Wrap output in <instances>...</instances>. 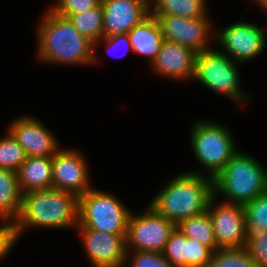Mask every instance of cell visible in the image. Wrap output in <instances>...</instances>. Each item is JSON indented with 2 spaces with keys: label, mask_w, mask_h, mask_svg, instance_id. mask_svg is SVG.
Returning <instances> with one entry per match:
<instances>
[{
  "label": "cell",
  "mask_w": 267,
  "mask_h": 267,
  "mask_svg": "<svg viewBox=\"0 0 267 267\" xmlns=\"http://www.w3.org/2000/svg\"><path fill=\"white\" fill-rule=\"evenodd\" d=\"M8 126L27 157H50L62 147L54 133L32 115L18 116Z\"/></svg>",
  "instance_id": "obj_13"
},
{
  "label": "cell",
  "mask_w": 267,
  "mask_h": 267,
  "mask_svg": "<svg viewBox=\"0 0 267 267\" xmlns=\"http://www.w3.org/2000/svg\"><path fill=\"white\" fill-rule=\"evenodd\" d=\"M189 134L192 153L203 170H206L189 171L192 173L214 179L239 150L231 129L210 119L195 120Z\"/></svg>",
  "instance_id": "obj_5"
},
{
  "label": "cell",
  "mask_w": 267,
  "mask_h": 267,
  "mask_svg": "<svg viewBox=\"0 0 267 267\" xmlns=\"http://www.w3.org/2000/svg\"><path fill=\"white\" fill-rule=\"evenodd\" d=\"M132 50L136 54L145 56L149 66L160 52L165 41L157 18L151 14L141 23L135 25L128 33Z\"/></svg>",
  "instance_id": "obj_18"
},
{
  "label": "cell",
  "mask_w": 267,
  "mask_h": 267,
  "mask_svg": "<svg viewBox=\"0 0 267 267\" xmlns=\"http://www.w3.org/2000/svg\"><path fill=\"white\" fill-rule=\"evenodd\" d=\"M22 208L17 172L0 168V218L15 221Z\"/></svg>",
  "instance_id": "obj_20"
},
{
  "label": "cell",
  "mask_w": 267,
  "mask_h": 267,
  "mask_svg": "<svg viewBox=\"0 0 267 267\" xmlns=\"http://www.w3.org/2000/svg\"><path fill=\"white\" fill-rule=\"evenodd\" d=\"M17 175L22 194L53 188L52 156L26 157Z\"/></svg>",
  "instance_id": "obj_19"
},
{
  "label": "cell",
  "mask_w": 267,
  "mask_h": 267,
  "mask_svg": "<svg viewBox=\"0 0 267 267\" xmlns=\"http://www.w3.org/2000/svg\"><path fill=\"white\" fill-rule=\"evenodd\" d=\"M100 44H104L106 45V50H108V53H110V55L112 54L114 56V54H116L117 52H115V50L117 49V51L119 52L121 50V52H119V54L121 53V55H115L116 57H121V56H125L126 54H128L130 51L133 52L132 50V45L130 43V39L128 34H120V35H113L110 37H103L101 40L97 41L94 44V60H93V64H98V61L100 60L97 54V47ZM114 49V51H113ZM111 50L113 51V53L111 52ZM115 52V53H114ZM118 54V53H117Z\"/></svg>",
  "instance_id": "obj_29"
},
{
  "label": "cell",
  "mask_w": 267,
  "mask_h": 267,
  "mask_svg": "<svg viewBox=\"0 0 267 267\" xmlns=\"http://www.w3.org/2000/svg\"><path fill=\"white\" fill-rule=\"evenodd\" d=\"M143 210L140 213L131 211L125 238L126 251L162 253L176 224L159 214L149 204Z\"/></svg>",
  "instance_id": "obj_8"
},
{
  "label": "cell",
  "mask_w": 267,
  "mask_h": 267,
  "mask_svg": "<svg viewBox=\"0 0 267 267\" xmlns=\"http://www.w3.org/2000/svg\"><path fill=\"white\" fill-rule=\"evenodd\" d=\"M208 0H150V14L153 17L177 16L198 18L208 15Z\"/></svg>",
  "instance_id": "obj_21"
},
{
  "label": "cell",
  "mask_w": 267,
  "mask_h": 267,
  "mask_svg": "<svg viewBox=\"0 0 267 267\" xmlns=\"http://www.w3.org/2000/svg\"><path fill=\"white\" fill-rule=\"evenodd\" d=\"M260 6V9L267 11V0H250Z\"/></svg>",
  "instance_id": "obj_32"
},
{
  "label": "cell",
  "mask_w": 267,
  "mask_h": 267,
  "mask_svg": "<svg viewBox=\"0 0 267 267\" xmlns=\"http://www.w3.org/2000/svg\"><path fill=\"white\" fill-rule=\"evenodd\" d=\"M66 18L73 24L75 29L93 44L103 38V9L100 3L90 10L67 15Z\"/></svg>",
  "instance_id": "obj_23"
},
{
  "label": "cell",
  "mask_w": 267,
  "mask_h": 267,
  "mask_svg": "<svg viewBox=\"0 0 267 267\" xmlns=\"http://www.w3.org/2000/svg\"><path fill=\"white\" fill-rule=\"evenodd\" d=\"M91 267H124L126 235L95 229H77Z\"/></svg>",
  "instance_id": "obj_14"
},
{
  "label": "cell",
  "mask_w": 267,
  "mask_h": 267,
  "mask_svg": "<svg viewBox=\"0 0 267 267\" xmlns=\"http://www.w3.org/2000/svg\"><path fill=\"white\" fill-rule=\"evenodd\" d=\"M149 205L176 225L207 210L214 196L213 178L183 171L163 185Z\"/></svg>",
  "instance_id": "obj_3"
},
{
  "label": "cell",
  "mask_w": 267,
  "mask_h": 267,
  "mask_svg": "<svg viewBox=\"0 0 267 267\" xmlns=\"http://www.w3.org/2000/svg\"><path fill=\"white\" fill-rule=\"evenodd\" d=\"M245 247L256 267H267V232L257 237H247Z\"/></svg>",
  "instance_id": "obj_30"
},
{
  "label": "cell",
  "mask_w": 267,
  "mask_h": 267,
  "mask_svg": "<svg viewBox=\"0 0 267 267\" xmlns=\"http://www.w3.org/2000/svg\"><path fill=\"white\" fill-rule=\"evenodd\" d=\"M238 64L212 47L197 53L193 81L230 98L236 105H243L250 95L242 90Z\"/></svg>",
  "instance_id": "obj_7"
},
{
  "label": "cell",
  "mask_w": 267,
  "mask_h": 267,
  "mask_svg": "<svg viewBox=\"0 0 267 267\" xmlns=\"http://www.w3.org/2000/svg\"><path fill=\"white\" fill-rule=\"evenodd\" d=\"M213 190L223 202L244 205L267 190V168L239 149L213 179Z\"/></svg>",
  "instance_id": "obj_4"
},
{
  "label": "cell",
  "mask_w": 267,
  "mask_h": 267,
  "mask_svg": "<svg viewBox=\"0 0 267 267\" xmlns=\"http://www.w3.org/2000/svg\"><path fill=\"white\" fill-rule=\"evenodd\" d=\"M209 16L208 14L206 17L198 18L177 16L156 18L160 24L164 40L176 42L199 53L211 49L209 43L215 41L216 28Z\"/></svg>",
  "instance_id": "obj_11"
},
{
  "label": "cell",
  "mask_w": 267,
  "mask_h": 267,
  "mask_svg": "<svg viewBox=\"0 0 267 267\" xmlns=\"http://www.w3.org/2000/svg\"><path fill=\"white\" fill-rule=\"evenodd\" d=\"M103 37L127 34L150 15V0H101Z\"/></svg>",
  "instance_id": "obj_15"
},
{
  "label": "cell",
  "mask_w": 267,
  "mask_h": 267,
  "mask_svg": "<svg viewBox=\"0 0 267 267\" xmlns=\"http://www.w3.org/2000/svg\"><path fill=\"white\" fill-rule=\"evenodd\" d=\"M130 208L114 193L89 189L78 197V226L76 229H95L105 233L126 235Z\"/></svg>",
  "instance_id": "obj_6"
},
{
  "label": "cell",
  "mask_w": 267,
  "mask_h": 267,
  "mask_svg": "<svg viewBox=\"0 0 267 267\" xmlns=\"http://www.w3.org/2000/svg\"><path fill=\"white\" fill-rule=\"evenodd\" d=\"M176 228L187 238L208 247L212 252L219 249L207 210L196 216L181 220Z\"/></svg>",
  "instance_id": "obj_22"
},
{
  "label": "cell",
  "mask_w": 267,
  "mask_h": 267,
  "mask_svg": "<svg viewBox=\"0 0 267 267\" xmlns=\"http://www.w3.org/2000/svg\"><path fill=\"white\" fill-rule=\"evenodd\" d=\"M64 148L52 156L53 188L79 197L93 188L87 159L74 148Z\"/></svg>",
  "instance_id": "obj_12"
},
{
  "label": "cell",
  "mask_w": 267,
  "mask_h": 267,
  "mask_svg": "<svg viewBox=\"0 0 267 267\" xmlns=\"http://www.w3.org/2000/svg\"><path fill=\"white\" fill-rule=\"evenodd\" d=\"M217 201L213 196L207 207L217 247L219 249L245 247L247 225L243 205Z\"/></svg>",
  "instance_id": "obj_10"
},
{
  "label": "cell",
  "mask_w": 267,
  "mask_h": 267,
  "mask_svg": "<svg viewBox=\"0 0 267 267\" xmlns=\"http://www.w3.org/2000/svg\"><path fill=\"white\" fill-rule=\"evenodd\" d=\"M129 264V265H128ZM173 267L163 253L126 251L124 267Z\"/></svg>",
  "instance_id": "obj_27"
},
{
  "label": "cell",
  "mask_w": 267,
  "mask_h": 267,
  "mask_svg": "<svg viewBox=\"0 0 267 267\" xmlns=\"http://www.w3.org/2000/svg\"><path fill=\"white\" fill-rule=\"evenodd\" d=\"M17 240L35 227L69 229L78 226V197L55 188L22 194V208L14 221Z\"/></svg>",
  "instance_id": "obj_2"
},
{
  "label": "cell",
  "mask_w": 267,
  "mask_h": 267,
  "mask_svg": "<svg viewBox=\"0 0 267 267\" xmlns=\"http://www.w3.org/2000/svg\"><path fill=\"white\" fill-rule=\"evenodd\" d=\"M196 55L197 52L189 47L165 40L150 69L159 77L183 82L192 80Z\"/></svg>",
  "instance_id": "obj_16"
},
{
  "label": "cell",
  "mask_w": 267,
  "mask_h": 267,
  "mask_svg": "<svg viewBox=\"0 0 267 267\" xmlns=\"http://www.w3.org/2000/svg\"><path fill=\"white\" fill-rule=\"evenodd\" d=\"M39 62L64 65H93L94 44L69 21L47 7L36 29Z\"/></svg>",
  "instance_id": "obj_1"
},
{
  "label": "cell",
  "mask_w": 267,
  "mask_h": 267,
  "mask_svg": "<svg viewBox=\"0 0 267 267\" xmlns=\"http://www.w3.org/2000/svg\"><path fill=\"white\" fill-rule=\"evenodd\" d=\"M26 157L24 149L7 130L5 135L0 137V168L17 172Z\"/></svg>",
  "instance_id": "obj_26"
},
{
  "label": "cell",
  "mask_w": 267,
  "mask_h": 267,
  "mask_svg": "<svg viewBox=\"0 0 267 267\" xmlns=\"http://www.w3.org/2000/svg\"><path fill=\"white\" fill-rule=\"evenodd\" d=\"M247 237H257L267 232V190L243 205Z\"/></svg>",
  "instance_id": "obj_24"
},
{
  "label": "cell",
  "mask_w": 267,
  "mask_h": 267,
  "mask_svg": "<svg viewBox=\"0 0 267 267\" xmlns=\"http://www.w3.org/2000/svg\"><path fill=\"white\" fill-rule=\"evenodd\" d=\"M266 35V27L249 21H238L223 29L215 30L214 43L220 45L222 53L241 65L256 58L264 51V48L267 47Z\"/></svg>",
  "instance_id": "obj_9"
},
{
  "label": "cell",
  "mask_w": 267,
  "mask_h": 267,
  "mask_svg": "<svg viewBox=\"0 0 267 267\" xmlns=\"http://www.w3.org/2000/svg\"><path fill=\"white\" fill-rule=\"evenodd\" d=\"M204 267H256L246 247L223 248L213 252Z\"/></svg>",
  "instance_id": "obj_25"
},
{
  "label": "cell",
  "mask_w": 267,
  "mask_h": 267,
  "mask_svg": "<svg viewBox=\"0 0 267 267\" xmlns=\"http://www.w3.org/2000/svg\"><path fill=\"white\" fill-rule=\"evenodd\" d=\"M162 253L173 267H204L213 254L208 247L187 238L177 228Z\"/></svg>",
  "instance_id": "obj_17"
},
{
  "label": "cell",
  "mask_w": 267,
  "mask_h": 267,
  "mask_svg": "<svg viewBox=\"0 0 267 267\" xmlns=\"http://www.w3.org/2000/svg\"><path fill=\"white\" fill-rule=\"evenodd\" d=\"M17 242L14 221L0 218V261L8 256Z\"/></svg>",
  "instance_id": "obj_31"
},
{
  "label": "cell",
  "mask_w": 267,
  "mask_h": 267,
  "mask_svg": "<svg viewBox=\"0 0 267 267\" xmlns=\"http://www.w3.org/2000/svg\"><path fill=\"white\" fill-rule=\"evenodd\" d=\"M101 0H55L49 7L56 14L66 17L97 7Z\"/></svg>",
  "instance_id": "obj_28"
}]
</instances>
